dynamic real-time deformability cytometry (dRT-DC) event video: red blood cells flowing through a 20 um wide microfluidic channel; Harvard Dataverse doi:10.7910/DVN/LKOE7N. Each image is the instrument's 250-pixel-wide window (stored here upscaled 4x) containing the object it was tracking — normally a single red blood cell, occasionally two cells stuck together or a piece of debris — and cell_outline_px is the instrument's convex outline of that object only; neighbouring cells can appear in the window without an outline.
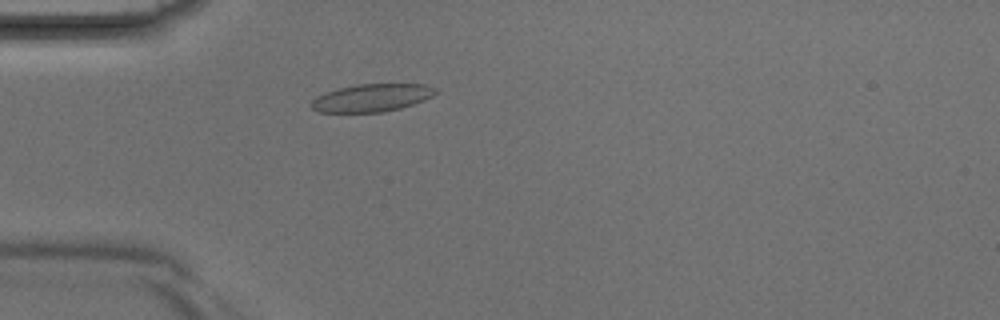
{"species": "Egyptian fruit bat (a non-hibernating species)", "species_latin": "Rousettus aegyptiacus", "temperature_condition": "room temperature", "stored_images_in_passage": 2, "camera_frame_rate_fps": 3000, "um_per_image_px": 0.085, "animal": {"sex": "male"}, "frame": {"image": 1, "passage_image": 2, "time_ms": 0.333, "image_size_px": [1000, 320], "cell_outline_px": [[436, 92], [432, 96], [424, 100], [400, 108], [384, 112], [320, 112], [312, 108], [308, 104], [316, 96], [324, 92], [356, 84], [424, 84], [436, 88]], "centroid_in_image_um": [31.56, 8.31], "position_along_channel_um": 53.4, "area_um2": 20.06}}